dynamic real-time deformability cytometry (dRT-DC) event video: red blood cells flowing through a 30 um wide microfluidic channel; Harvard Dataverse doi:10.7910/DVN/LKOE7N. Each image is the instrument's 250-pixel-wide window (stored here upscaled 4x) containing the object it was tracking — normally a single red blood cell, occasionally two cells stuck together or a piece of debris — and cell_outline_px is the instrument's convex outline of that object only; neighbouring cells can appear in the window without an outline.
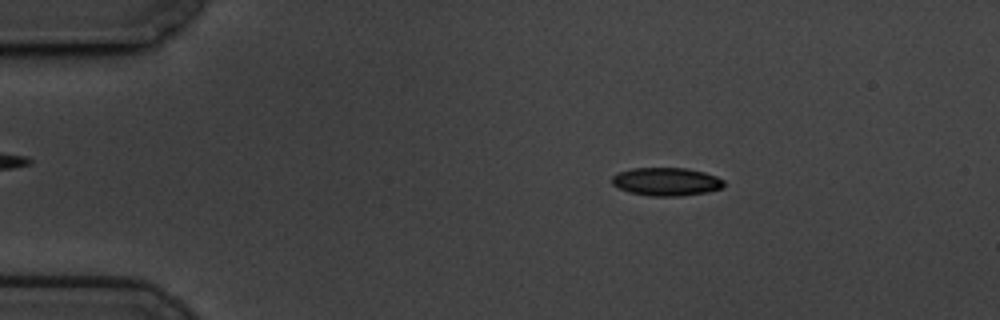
{"species": "common noctule bat (a hibernating species)", "species_latin": "Nyctalus noctula", "temperature_condition": "cold", "stored_images_in_passage": 58, "camera_frame_rate_fps": 3000, "um_per_image_px": 0.085, "animal": {"sex": "male", "body_mass_g": 19.5, "forearm_length_mm": 54.6}, "frame": {"image": 1, "passage_image": 10, "time_ms": 3.0, "image_size_px": [1000, 320], "cell_outline_px": [[724, 184], [720, 188], [708, 192], [680, 196], [648, 196], [628, 192], [612, 184], [612, 176], [616, 172], [632, 168], [688, 168], [704, 172], [716, 176], [724, 180]], "centroid_in_image_um": [56.61, 15.44], "position_along_channel_um": 28.4, "area_um2": 18.5}}
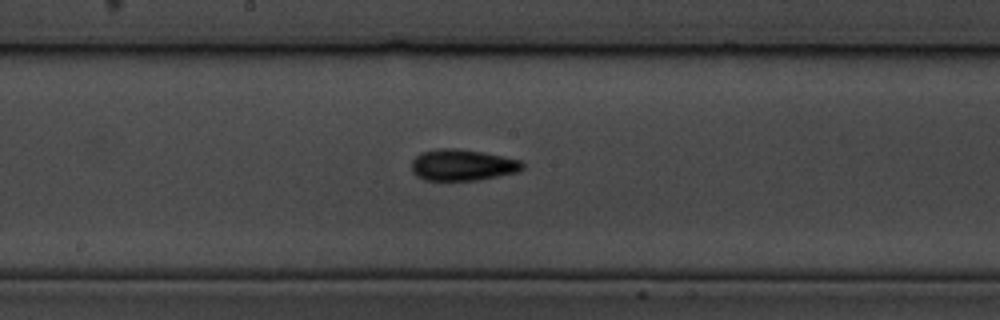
{"frame": {"image": 2, "passage_image": 31, "time_ms": 10.0, "image_size_px": [1000, 320], "cell_outline_px": [[524, 168], [520, 172], [480, 180], [424, 180], [416, 176], [412, 172], [412, 160], [420, 152], [436, 148], [452, 148], [484, 152], [520, 160], [524, 164]], "centroid_in_image_um": [39.31, 14.03], "position_along_channel_um": 208.9, "area_um2": 20.52}}
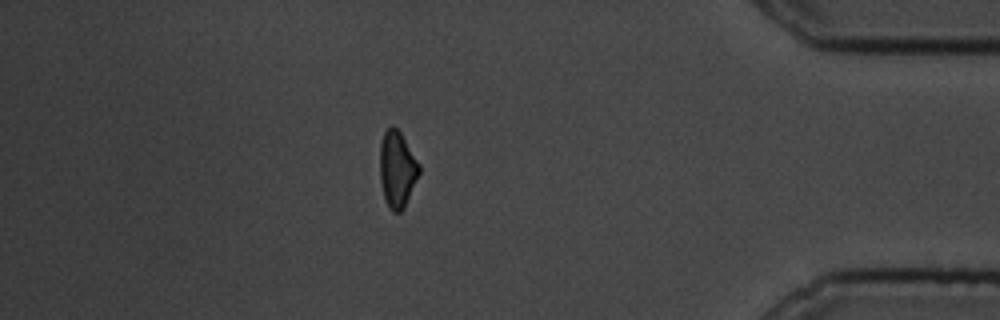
{"frame": {"image": 3, "passage_image": 51, "time_ms": 16.667, "image_size_px": [1000, 320], "cell_outline_px": [[420, 172], [404, 208], [400, 212], [392, 212], [388, 208], [384, 200], [380, 180], [380, 144], [384, 132], [392, 124], [400, 132], [420, 164]], "centroid_in_image_um": [33.75, 14.41], "position_along_channel_um": 401.5, "area_um2": 17.57}, "authors_computed_cell_mechanics": {"area_um2": 18.3226, "velocity_mm_per_s": 3.4371, "shape_relaxation_time_tau1_ms": 3.5126, "shape_relaxation_time_tau2_ms": 3.1451, "deformation_change_tau1": 0.1251, "deformation_change_tau2": 0.1032}}